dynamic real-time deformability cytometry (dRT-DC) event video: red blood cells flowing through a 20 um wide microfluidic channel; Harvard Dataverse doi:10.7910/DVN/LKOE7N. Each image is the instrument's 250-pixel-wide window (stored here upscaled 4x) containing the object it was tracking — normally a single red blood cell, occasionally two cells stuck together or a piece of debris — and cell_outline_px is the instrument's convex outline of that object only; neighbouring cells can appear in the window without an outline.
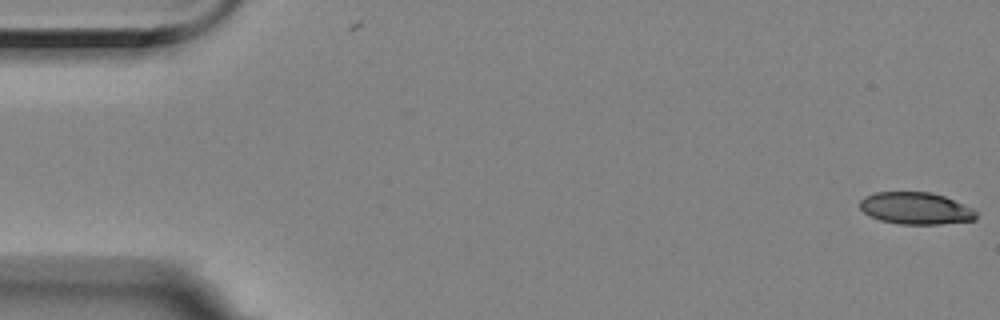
{"species": "Egyptian fruit bat (a non-hibernating species)", "species_latin": "Rousettus aegyptiacus", "temperature_condition": "room temperature", "stored_images_in_passage": 6, "camera_frame_rate_fps": 3000, "um_per_image_px": 0.085, "animal": {"sex": "female"}, "frame": {"image": 1, "passage_image": 1, "time_ms": 0.0, "image_size_px": [1000, 320], "cell_outline_px": [[976, 220], [940, 224], [900, 224], [880, 220], [868, 216], [860, 208], [860, 200], [864, 196], [876, 192], [932, 192], [944, 196], [972, 208], [976, 212]], "centroid_in_image_um": [77.81, 17.71], "position_along_channel_um": 7.2, "area_um2": 21.73}}
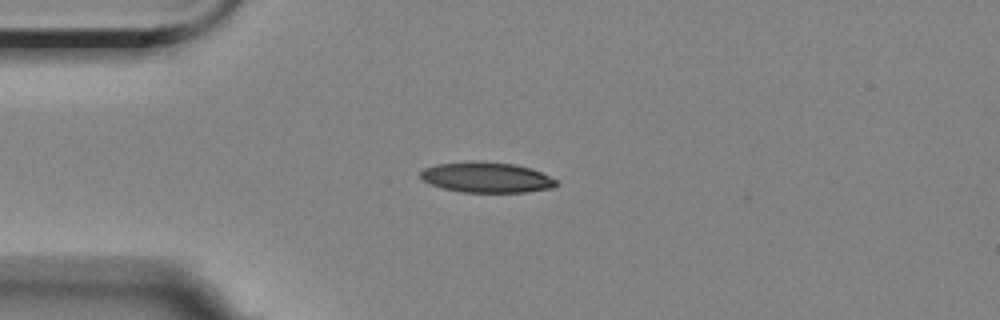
{"frame": {"image": 2, "passage_image": 5, "time_ms": 4.333, "image_size_px": [1000, 320], "cell_outline_px": [[556, 184], [552, 188], [528, 192], [460, 192], [444, 188], [432, 184], [424, 180], [420, 176], [420, 172], [424, 168], [436, 164], [516, 164], [532, 168], [556, 180]], "centroid_in_image_um": [41.4, 15.13], "position_along_channel_um": 43.6, "area_um2": 22.95}}